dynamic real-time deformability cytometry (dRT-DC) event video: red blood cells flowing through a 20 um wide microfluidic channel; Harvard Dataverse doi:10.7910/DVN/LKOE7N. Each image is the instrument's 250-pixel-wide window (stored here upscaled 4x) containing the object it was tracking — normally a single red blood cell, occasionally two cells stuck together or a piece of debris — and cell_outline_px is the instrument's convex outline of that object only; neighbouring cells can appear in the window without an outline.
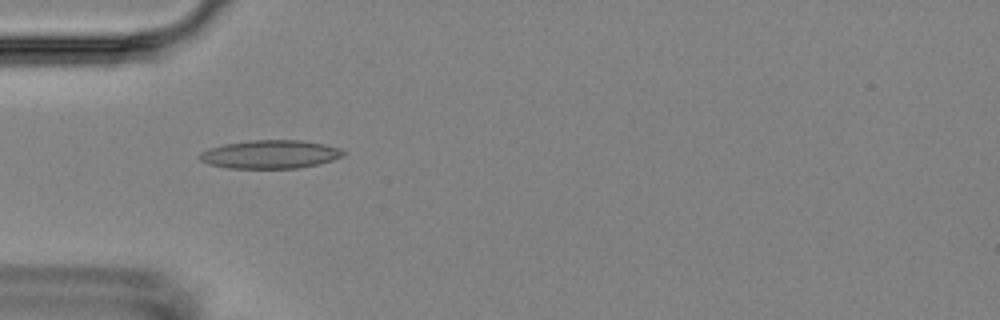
{"species": "Egyptian fruit bat (a non-hibernating species)", "species_latin": "Rousettus aegyptiacus", "temperature_condition": "room temperature", "stored_images_in_passage": 13, "camera_frame_rate_fps": 3000, "um_per_image_px": 0.085, "animal": {"sex": "female"}, "frame": {"image": 1, "passage_image": 4, "time_ms": 4.333, "image_size_px": [1000, 320], "cell_outline_px": [[344, 156], [332, 160], [300, 168], [228, 168], [208, 164], [200, 160], [196, 156], [200, 152], [208, 148], [224, 144], [252, 140], [300, 140], [324, 144], [340, 148], [344, 152]], "centroid_in_image_um": [22.93, 13.11], "position_along_channel_um": 62.1, "area_um2": 23.81}}
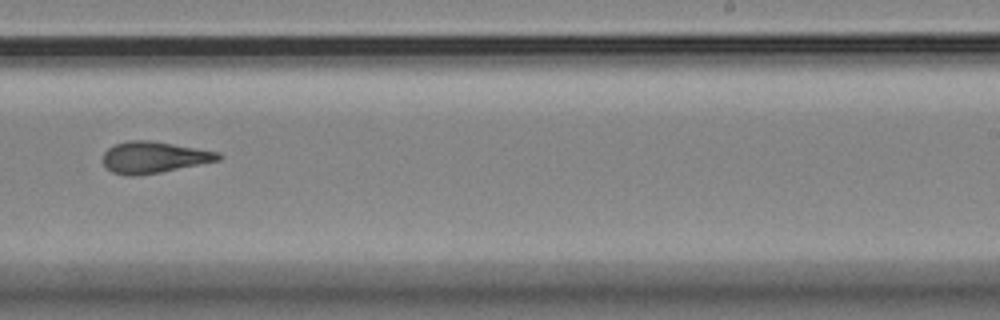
{"frame": {"image": 2, "passage_image": 9, "time_ms": 10.333, "image_size_px": [1000, 320], "cell_outline_px": [[224, 156], [220, 160], [160, 172], [136, 176], [128, 176], [112, 172], [104, 164], [104, 152], [108, 148], [116, 144], [128, 140], [152, 140], [220, 152]], "centroid_in_image_um": [13.11, 13.36], "position_along_channel_um": 275.9, "area_um2": 21.15}}
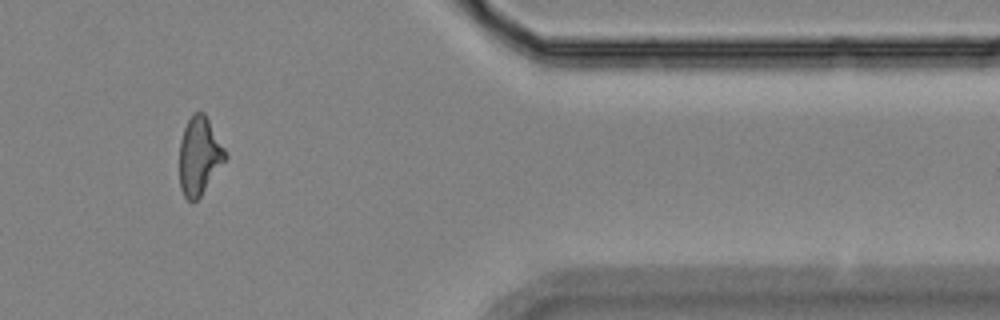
{"frame": {"image": 3, "passage_image": 12, "time_ms": 14.333, "image_size_px": [1000, 320], "cell_outline_px": [[228, 156], [200, 196], [196, 200], [188, 200], [184, 196], [180, 188], [180, 140], [184, 128], [192, 112], [204, 112], [224, 148]], "centroid_in_image_um": [16.93, 13.23], "position_along_channel_um": 394.5, "area_um2": 20.46}, "authors_computed_cell_mechanics": {"area_um2": 21.097, "velocity_mm_per_s": 3.5888, "shape_relaxation_time_tau1_ms": null, "shape_relaxation_time_tau2_ms": 2.4714, "deformation_change_tau1": null, "deformation_change_tau2": 0.1014}}